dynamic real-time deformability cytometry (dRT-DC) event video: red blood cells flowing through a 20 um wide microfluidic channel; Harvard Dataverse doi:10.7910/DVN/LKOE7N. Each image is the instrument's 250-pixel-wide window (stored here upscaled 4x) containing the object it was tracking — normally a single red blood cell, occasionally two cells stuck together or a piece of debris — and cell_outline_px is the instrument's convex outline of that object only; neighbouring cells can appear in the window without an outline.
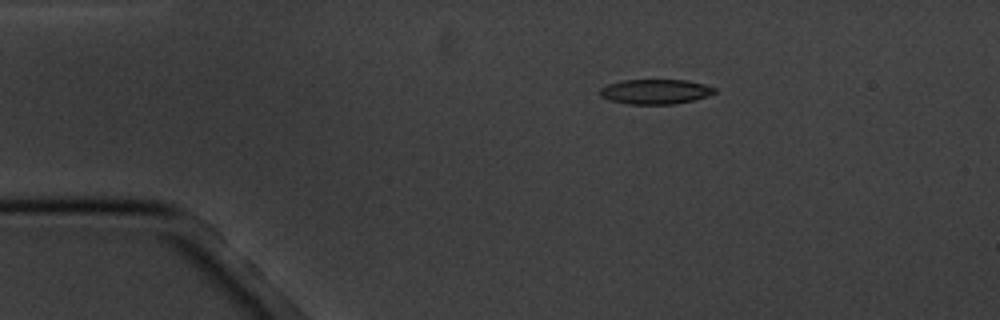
{"species": "common noctule bat (a hibernating species)", "species_latin": "Nyctalus noctula", "temperature_condition": "cold", "stored_images_in_passage": 4, "camera_frame_rate_fps": 3000, "um_per_image_px": 0.085, "animal": {"sex": "male", "body_mass_g": 20.1, "forearm_length_mm": 53.5}, "frame": {"image": 1, "passage_image": 2, "time_ms": 1.333, "image_size_px": [1000, 320], "cell_outline_px": [[716, 92], [708, 96], [676, 104], [628, 104], [612, 100], [600, 96], [600, 88], [608, 84], [624, 80], [688, 80], [704, 84], [716, 88]], "centroid_in_image_um": [55.73, 7.78], "position_along_channel_um": 29.3, "area_um2": 16.53}}